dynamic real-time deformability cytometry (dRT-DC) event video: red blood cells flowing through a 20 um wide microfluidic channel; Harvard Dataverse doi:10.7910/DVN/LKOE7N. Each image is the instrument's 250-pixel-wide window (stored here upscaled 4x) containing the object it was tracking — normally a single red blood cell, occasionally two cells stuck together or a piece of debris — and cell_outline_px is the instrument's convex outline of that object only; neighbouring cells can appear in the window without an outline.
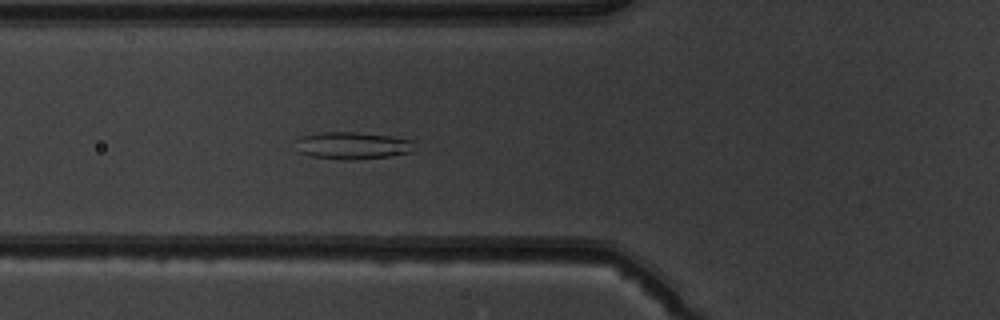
{"species": "common noctule bat (a hibernating species)", "species_latin": "Nyctalus noctula", "temperature_condition": "warm", "stored_images_in_passage": 6, "camera_frame_rate_fps": 3000, "um_per_image_px": 0.085, "animal": {"sex": "male", "body_mass_g": 19.5, "forearm_length_mm": 54.6}, "frame": {"image": 1, "passage_image": 6, "time_ms": 6.667, "image_size_px": [1000, 320], "cell_outline_px": [[412, 152], [392, 156], [352, 160], [344, 160], [312, 156], [300, 152], [296, 140], [304, 136], [324, 132], [356, 132], [388, 136], [412, 140]], "centroid_in_image_um": [29.98, 12.38], "position_along_channel_um": 95.8, "area_um2": 18.5}}